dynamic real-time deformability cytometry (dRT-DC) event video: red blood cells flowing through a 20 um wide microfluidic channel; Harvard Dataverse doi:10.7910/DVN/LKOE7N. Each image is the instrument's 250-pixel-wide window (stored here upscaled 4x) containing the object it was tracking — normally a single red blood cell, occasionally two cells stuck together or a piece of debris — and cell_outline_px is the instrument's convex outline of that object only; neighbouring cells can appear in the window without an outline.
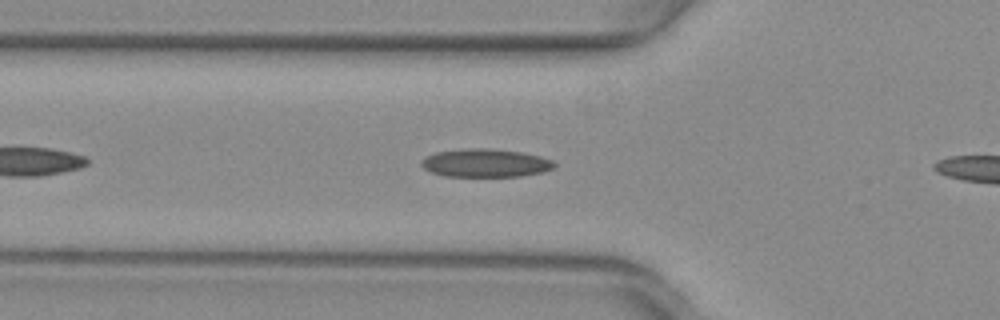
{"species": "common noctule bat (a hibernating species)", "species_latin": "Nyctalus noctula", "temperature_condition": "warm", "stored_images_in_passage": 30, "camera_frame_rate_fps": 3000, "um_per_image_px": 0.085, "animal": {"sex": "female", "body_mass_g": 29.2, "forearm_length_mm": 56.3}, "frame": {"image": 1, "passage_image": 6, "time_ms": 1.667, "image_size_px": [1000, 320], "cell_outline_px": [[556, 168], [544, 172], [520, 176], [444, 176], [432, 172], [424, 168], [420, 164], [420, 160], [424, 156], [436, 152], [468, 148], [488, 148], [520, 152], [540, 156], [552, 160], [556, 164]], "centroid_in_image_um": [41.26, 13.85], "position_along_channel_um": 84.5, "area_um2": 21.96}}
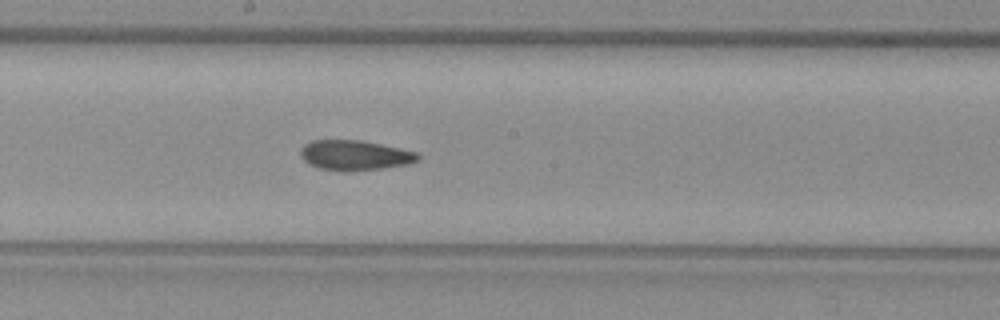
{"frame": {"image": 2, "passage_image": 16, "time_ms": 5.0, "image_size_px": [1000, 320], "cell_outline_px": [[420, 160], [408, 164], [384, 168], [344, 172], [320, 168], [308, 164], [300, 156], [300, 148], [304, 144], [312, 140], [360, 140], [400, 148], [416, 152], [420, 156]], "centroid_in_image_um": [30.14, 13.2], "position_along_channel_um": 218.1, "area_um2": 20.69}}
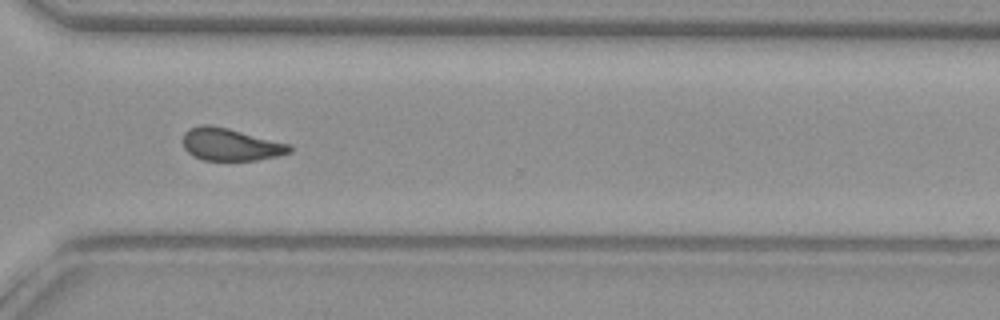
{"frame": {"image": 3, "passage_image": 26, "time_ms": 8.333, "image_size_px": [1000, 320], "cell_outline_px": [[292, 152], [280, 156], [256, 160], [204, 160], [192, 156], [184, 148], [184, 132], [200, 124], [208, 124], [228, 128], [288, 144], [292, 148]], "centroid_in_image_um": [19.59, 12.29], "position_along_channel_um": 351.0, "area_um2": 20.0}, "authors_computed_cell_mechanics": {"area_um2": 20.7502, "velocity_mm_per_s": 3.9935, "shape_relaxation_time_tau1_ms": null, "shape_relaxation_time_tau2_ms": 4.144, "deformation_change_tau1": null, "deformation_change_tau2": 0.1038}}